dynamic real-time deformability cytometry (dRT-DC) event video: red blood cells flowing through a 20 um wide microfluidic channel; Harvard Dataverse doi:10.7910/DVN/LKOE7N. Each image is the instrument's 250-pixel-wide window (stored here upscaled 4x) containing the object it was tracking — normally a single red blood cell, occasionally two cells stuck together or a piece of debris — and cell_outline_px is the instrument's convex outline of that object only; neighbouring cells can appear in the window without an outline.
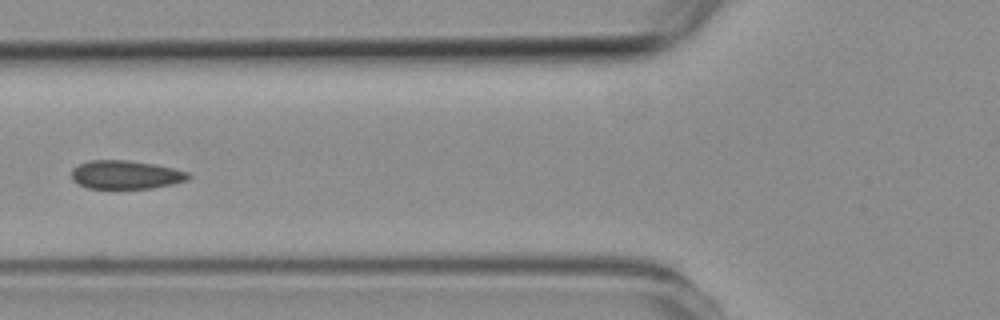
{"species": "common noctule bat (a hibernating species)", "species_latin": "Nyctalus noctula", "temperature_condition": "room temperature", "stored_images_in_passage": 6, "camera_frame_rate_fps": 3000, "um_per_image_px": 0.085, "animal": {"sex": "female", "body_mass_g": 19.3, "forearm_length_mm": 54.1}, "frame": {"image": 1, "passage_image": 4, "time_ms": 3.667, "image_size_px": [1000, 320], "cell_outline_px": [[192, 176], [188, 180], [172, 184], [152, 188], [88, 188], [72, 180], [72, 168], [76, 164], [92, 160], [128, 160], [156, 164], [188, 172]], "centroid_in_image_um": [10.69, 14.84], "position_along_channel_um": 115.1, "area_um2": 19.48}}
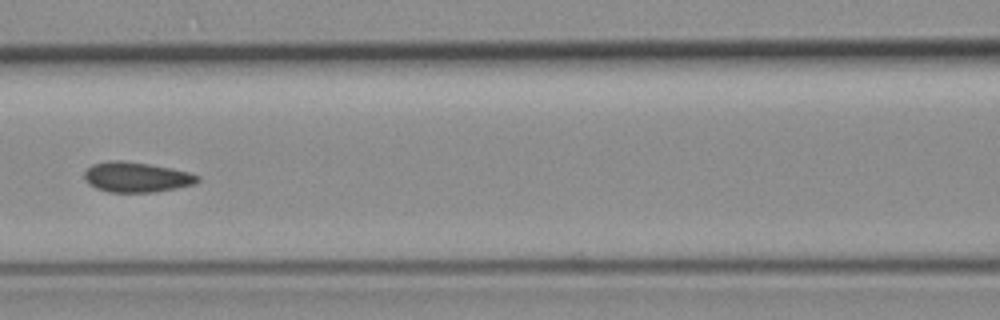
{"frame": {"image": 2, "passage_image": 5, "time_ms": 4.667, "image_size_px": [1000, 320], "cell_outline_px": [[200, 180], [196, 184], [156, 192], [108, 192], [96, 188], [88, 184], [84, 180], [84, 172], [92, 164], [108, 160], [120, 160], [148, 164], [172, 168], [188, 172], [200, 176]], "centroid_in_image_um": [11.59, 15.06], "position_along_channel_um": 155.0, "area_um2": 20.06}}
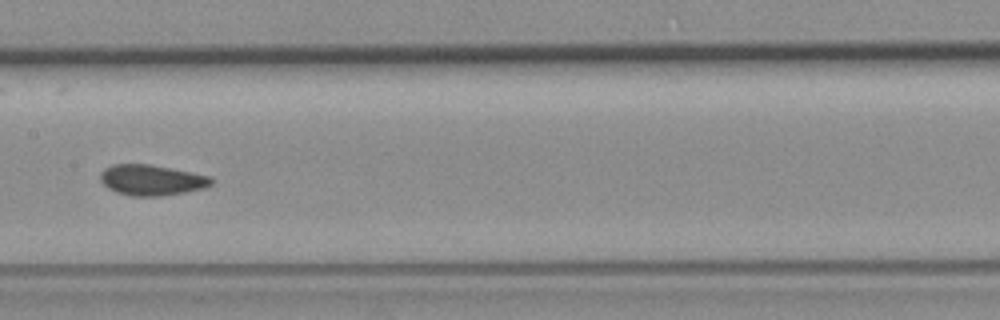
{"frame": {"image": 3, "passage_image": 6, "time_ms": 5.667, "image_size_px": [1000, 320], "cell_outline_px": [[212, 184], [204, 188], [184, 192], [160, 196], [132, 196], [116, 192], [108, 188], [100, 180], [100, 172], [104, 168], [112, 164], [152, 164], [212, 176]], "centroid_in_image_um": [12.88, 15.29], "position_along_channel_um": 194.5, "area_um2": 19.94}}